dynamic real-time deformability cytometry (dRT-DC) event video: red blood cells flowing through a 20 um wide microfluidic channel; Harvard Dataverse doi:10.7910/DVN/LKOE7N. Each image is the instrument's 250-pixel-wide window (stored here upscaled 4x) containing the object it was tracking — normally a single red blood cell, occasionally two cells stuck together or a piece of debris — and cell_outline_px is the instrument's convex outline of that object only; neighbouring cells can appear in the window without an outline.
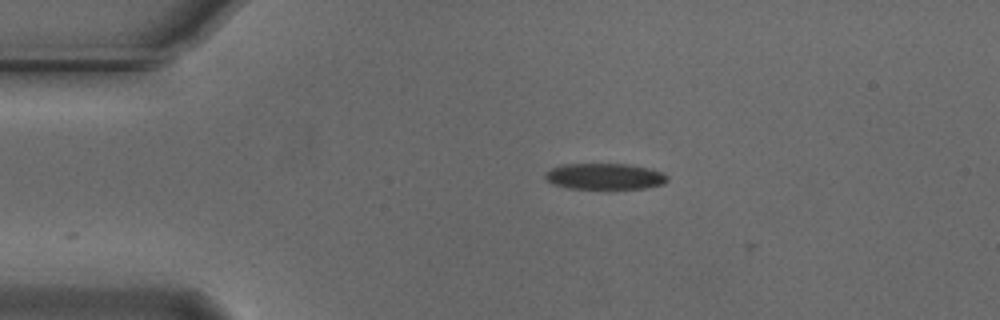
{"species": "Egyptian fruit bat (a non-hibernating species)", "species_latin": "Rousettus aegyptiacus", "temperature_condition": "cold", "stored_images_in_passage": 3, "camera_frame_rate_fps": 3000, "um_per_image_px": 0.085, "animal": {"sex": "male"}, "frame": {"image": 1, "passage_image": 2, "time_ms": 0.333, "image_size_px": [1000, 320], "cell_outline_px": [[668, 180], [664, 184], [644, 188], [568, 188], [556, 184], [548, 180], [544, 176], [552, 168], [560, 164], [628, 164], [648, 168], [660, 172], [668, 176]], "centroid_in_image_um": [51.43, 14.98], "position_along_channel_um": 33.6, "area_um2": 18.26}}